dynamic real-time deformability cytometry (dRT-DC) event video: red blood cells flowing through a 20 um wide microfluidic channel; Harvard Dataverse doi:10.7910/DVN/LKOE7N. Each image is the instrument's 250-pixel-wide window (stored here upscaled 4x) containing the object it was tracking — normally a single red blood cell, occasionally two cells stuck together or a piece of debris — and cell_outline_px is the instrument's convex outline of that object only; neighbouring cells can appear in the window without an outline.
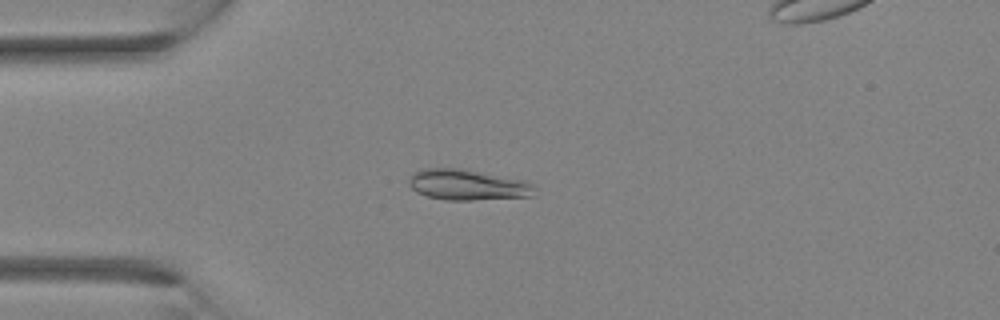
{"species": "Egyptian fruit bat (a non-hibernating species)", "species_latin": "Rousettus aegyptiacus", "temperature_condition": "room temperature", "stored_images_in_passage": 4, "camera_frame_rate_fps": 3000, "um_per_image_px": 0.085, "animal": {"sex": "female"}, "frame": {"image": 1, "passage_image": 3, "time_ms": 0.667, "image_size_px": [1000, 320], "cell_outline_px": [[536, 188], [532, 196], [472, 200], [444, 200], [428, 196], [416, 192], [408, 184], [408, 180], [412, 172], [424, 168], [468, 168], [524, 180], [532, 184]], "centroid_in_image_um": [39.72, 15.69], "position_along_channel_um": 45.3, "area_um2": 22.89}}